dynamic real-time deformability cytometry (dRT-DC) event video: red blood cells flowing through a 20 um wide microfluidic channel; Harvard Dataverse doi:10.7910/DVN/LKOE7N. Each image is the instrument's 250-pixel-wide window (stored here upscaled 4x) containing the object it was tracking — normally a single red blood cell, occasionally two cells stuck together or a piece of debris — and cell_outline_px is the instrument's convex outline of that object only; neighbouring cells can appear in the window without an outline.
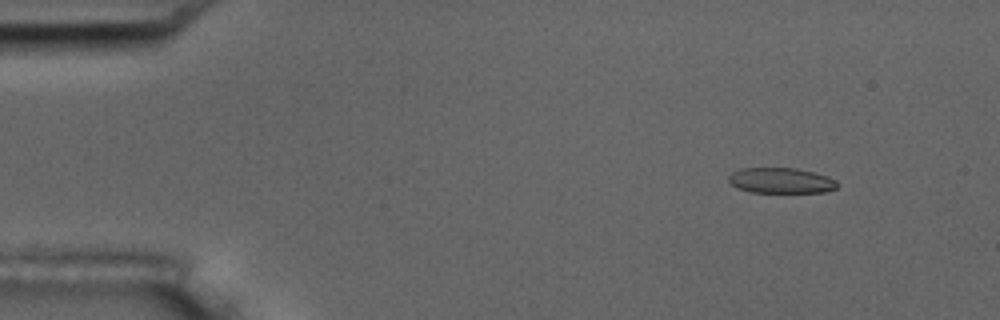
{"species": "common noctule bat (a hibernating species)", "species_latin": "Nyctalus noctula", "temperature_condition": "room temperature", "stored_images_in_passage": 5, "camera_frame_rate_fps": 3000, "um_per_image_px": 0.085, "animal": {"sex": "male", "body_mass_g": 17.5, "forearm_length_mm": 52.3}, "frame": {"image": 1, "passage_image": 2, "time_ms": 0.333, "image_size_px": [1000, 320], "cell_outline_px": [[836, 188], [824, 192], [752, 192], [736, 188], [728, 180], [728, 176], [732, 172], [740, 168], [796, 168], [828, 176], [836, 180]], "centroid_in_image_um": [66.35, 15.34], "position_along_channel_um": 18.7, "area_um2": 16.07}}
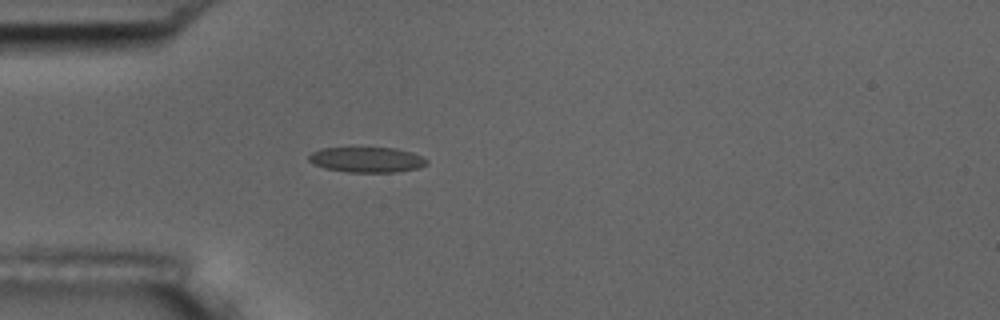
{"frame": {"image": 2, "passage_image": 5, "time_ms": 1.333, "image_size_px": [1000, 320], "cell_outline_px": [[428, 164], [420, 168], [396, 172], [348, 172], [324, 168], [312, 164], [308, 160], [308, 156], [312, 152], [320, 148], [352, 144], [396, 148], [412, 152], [428, 160]], "centroid_in_image_um": [31.12, 13.51], "position_along_channel_um": 53.9, "area_um2": 18.61}}